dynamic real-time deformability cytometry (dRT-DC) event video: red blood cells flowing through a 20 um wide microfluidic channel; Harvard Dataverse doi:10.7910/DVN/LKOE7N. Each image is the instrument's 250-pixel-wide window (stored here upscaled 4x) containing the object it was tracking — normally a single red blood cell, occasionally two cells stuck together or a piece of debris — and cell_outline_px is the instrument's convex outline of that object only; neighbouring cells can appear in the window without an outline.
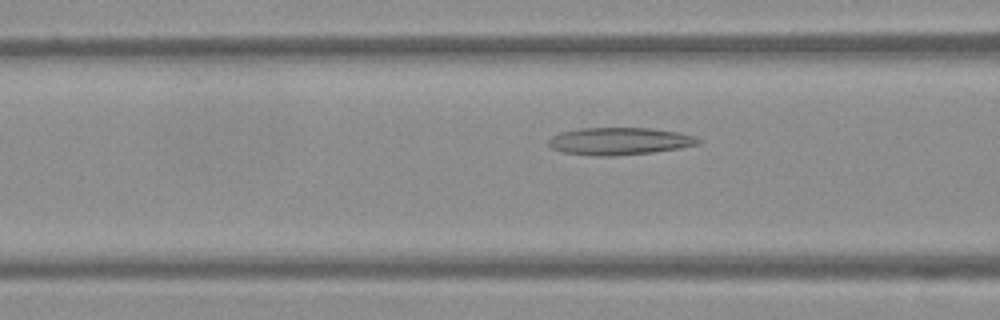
{"species": "Egyptian fruit bat (a non-hibernating species)", "species_latin": "Rousettus aegyptiacus", "temperature_condition": "warm", "stored_images_in_passage": 54, "segment_of_instrument_passage": [1, 2], "camera_frame_rate_fps": 3000, "um_per_image_px": 0.085, "frame": {"image": 1, "passage_image": 21, "time_ms": 6.667, "image_size_px": [1000, 320], "cell_outline_px": [[704, 140], [700, 144], [680, 148], [652, 152], [612, 156], [596, 156], [560, 152], [552, 148], [548, 144], [548, 140], [552, 136], [560, 132], [580, 128], [648, 128], [680, 132], [696, 136]], "centroid_in_image_um": [52.68, 12.0], "position_along_channel_um": 113.9, "area_um2": 24.1}}
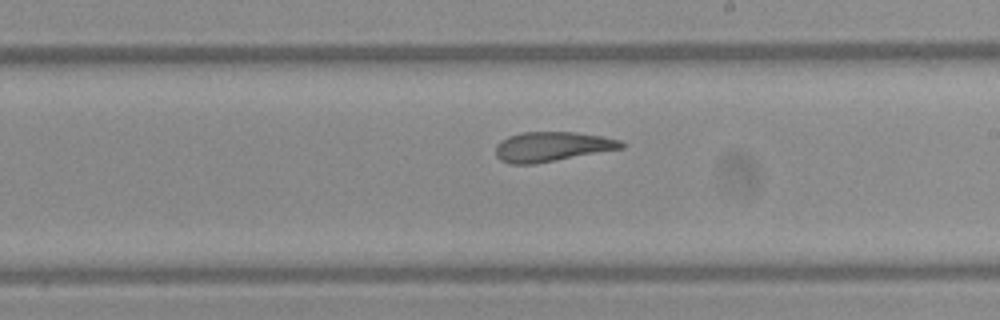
{"frame": {"image": 2, "passage_image": 31, "time_ms": 10.0, "image_size_px": [1000, 320], "cell_outline_px": [[624, 148], [532, 164], [508, 164], [500, 160], [496, 156], [496, 144], [500, 140], [508, 136], [520, 132], [576, 132], [600, 136], [620, 140], [624, 144]], "centroid_in_image_um": [46.87, 12.46], "position_along_channel_um": 242.1, "area_um2": 21.68}}
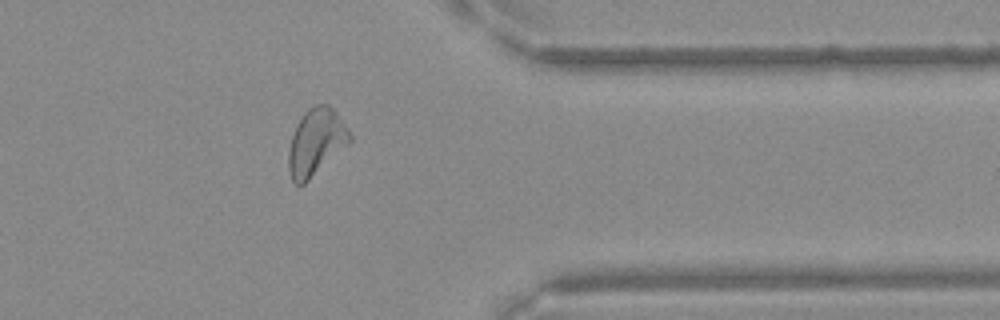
{"frame": {"image": 3, "passage_image": 43, "time_ms": 14.0, "image_size_px": [1000, 320], "cell_outline_px": [[352, 140], [348, 144], [304, 184], [296, 184], [292, 180], [288, 172], [288, 152], [292, 136], [296, 124], [304, 112], [308, 108], [316, 104], [328, 104], [336, 112], [348, 128], [352, 136]], "centroid_in_image_um": [26.85, 12.06], "position_along_channel_um": 384.5, "area_um2": 23.7}}